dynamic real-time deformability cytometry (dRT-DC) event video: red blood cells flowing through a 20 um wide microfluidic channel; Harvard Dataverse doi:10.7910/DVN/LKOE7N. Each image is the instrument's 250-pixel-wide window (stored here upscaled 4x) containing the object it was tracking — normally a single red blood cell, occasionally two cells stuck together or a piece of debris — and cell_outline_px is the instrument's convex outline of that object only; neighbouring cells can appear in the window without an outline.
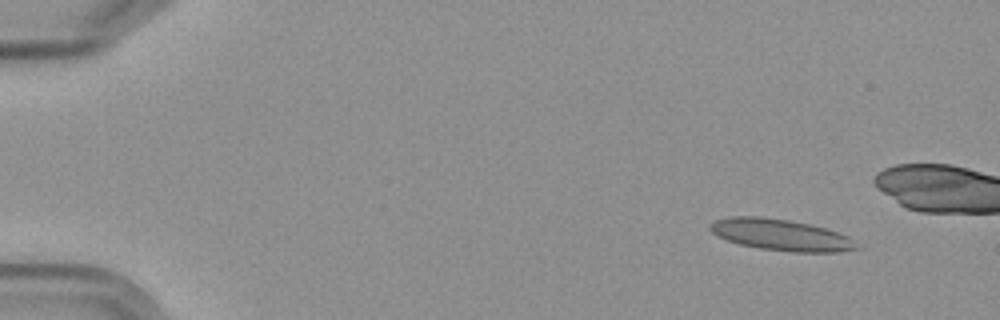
{"species": "Egyptian fruit bat (a non-hibernating species)", "species_latin": "Rousettus aegyptiacus", "temperature_condition": "cold", "stored_images_in_passage": 13, "camera_frame_rate_fps": 3000, "um_per_image_px": 0.085, "frame": {"image": 1, "passage_image": 1, "time_ms": 0.0, "image_size_px": [1000, 320], "cell_outline_px": [[860, 248], [840, 252], [792, 252], [760, 248], [740, 244], [728, 240], [712, 232], [708, 228], [708, 224], [712, 220], [728, 216], [760, 216], [788, 220], [808, 224], [824, 228], [848, 236]], "centroid_in_image_um": [66.32, 19.95], "position_along_channel_um": 18.7, "area_um2": 26.7}}